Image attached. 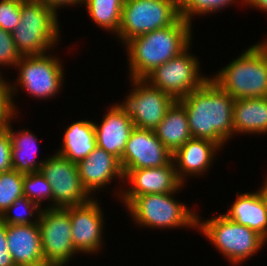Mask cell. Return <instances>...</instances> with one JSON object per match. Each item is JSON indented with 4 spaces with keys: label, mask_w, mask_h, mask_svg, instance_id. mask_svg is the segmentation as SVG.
Wrapping results in <instances>:
<instances>
[{
    "label": "cell",
    "mask_w": 267,
    "mask_h": 266,
    "mask_svg": "<svg viewBox=\"0 0 267 266\" xmlns=\"http://www.w3.org/2000/svg\"><path fill=\"white\" fill-rule=\"evenodd\" d=\"M178 101L186 109L192 138L212 141L221 149L233 138L235 99L210 78Z\"/></svg>",
    "instance_id": "cell-1"
},
{
    "label": "cell",
    "mask_w": 267,
    "mask_h": 266,
    "mask_svg": "<svg viewBox=\"0 0 267 266\" xmlns=\"http://www.w3.org/2000/svg\"><path fill=\"white\" fill-rule=\"evenodd\" d=\"M192 24L179 17L172 25L128 40L129 79H144L156 67L184 51L192 39Z\"/></svg>",
    "instance_id": "cell-2"
},
{
    "label": "cell",
    "mask_w": 267,
    "mask_h": 266,
    "mask_svg": "<svg viewBox=\"0 0 267 266\" xmlns=\"http://www.w3.org/2000/svg\"><path fill=\"white\" fill-rule=\"evenodd\" d=\"M241 53L210 79L234 99L267 97V40Z\"/></svg>",
    "instance_id": "cell-3"
},
{
    "label": "cell",
    "mask_w": 267,
    "mask_h": 266,
    "mask_svg": "<svg viewBox=\"0 0 267 266\" xmlns=\"http://www.w3.org/2000/svg\"><path fill=\"white\" fill-rule=\"evenodd\" d=\"M53 9L39 0H22L21 21L12 32L22 56L44 55L59 45V19Z\"/></svg>",
    "instance_id": "cell-4"
},
{
    "label": "cell",
    "mask_w": 267,
    "mask_h": 266,
    "mask_svg": "<svg viewBox=\"0 0 267 266\" xmlns=\"http://www.w3.org/2000/svg\"><path fill=\"white\" fill-rule=\"evenodd\" d=\"M48 54V55H47ZM19 69L17 78L12 84L8 82L11 108L14 114L20 112L15 106V100L18 87L24 89L28 95L35 99H50L57 97L63 87L64 70L59 57L49 53L44 55L22 56L16 64Z\"/></svg>",
    "instance_id": "cell-5"
},
{
    "label": "cell",
    "mask_w": 267,
    "mask_h": 266,
    "mask_svg": "<svg viewBox=\"0 0 267 266\" xmlns=\"http://www.w3.org/2000/svg\"><path fill=\"white\" fill-rule=\"evenodd\" d=\"M179 191L137 196L125 209L134 224L142 228L197 229V211H192L174 196ZM176 198V199H175Z\"/></svg>",
    "instance_id": "cell-6"
},
{
    "label": "cell",
    "mask_w": 267,
    "mask_h": 266,
    "mask_svg": "<svg viewBox=\"0 0 267 266\" xmlns=\"http://www.w3.org/2000/svg\"><path fill=\"white\" fill-rule=\"evenodd\" d=\"M197 215V229L224 255L229 263L238 265L252 257L267 242L247 226L237 224L224 215L205 221Z\"/></svg>",
    "instance_id": "cell-7"
},
{
    "label": "cell",
    "mask_w": 267,
    "mask_h": 266,
    "mask_svg": "<svg viewBox=\"0 0 267 266\" xmlns=\"http://www.w3.org/2000/svg\"><path fill=\"white\" fill-rule=\"evenodd\" d=\"M179 17L178 0H124L115 36L124 45L131 38L172 25Z\"/></svg>",
    "instance_id": "cell-8"
},
{
    "label": "cell",
    "mask_w": 267,
    "mask_h": 266,
    "mask_svg": "<svg viewBox=\"0 0 267 266\" xmlns=\"http://www.w3.org/2000/svg\"><path fill=\"white\" fill-rule=\"evenodd\" d=\"M191 44L179 55L156 67L144 80L176 100L201 87L210 77L200 74V63L189 52Z\"/></svg>",
    "instance_id": "cell-9"
},
{
    "label": "cell",
    "mask_w": 267,
    "mask_h": 266,
    "mask_svg": "<svg viewBox=\"0 0 267 266\" xmlns=\"http://www.w3.org/2000/svg\"><path fill=\"white\" fill-rule=\"evenodd\" d=\"M43 208L38 223L45 265L68 266L73 256L79 253L72 242L70 206Z\"/></svg>",
    "instance_id": "cell-10"
},
{
    "label": "cell",
    "mask_w": 267,
    "mask_h": 266,
    "mask_svg": "<svg viewBox=\"0 0 267 266\" xmlns=\"http://www.w3.org/2000/svg\"><path fill=\"white\" fill-rule=\"evenodd\" d=\"M131 90L116 105L132 119L134 127L154 130L176 99L144 79H130Z\"/></svg>",
    "instance_id": "cell-11"
},
{
    "label": "cell",
    "mask_w": 267,
    "mask_h": 266,
    "mask_svg": "<svg viewBox=\"0 0 267 266\" xmlns=\"http://www.w3.org/2000/svg\"><path fill=\"white\" fill-rule=\"evenodd\" d=\"M40 172L52 189V208L83 205L93 197L83 187L77 163L54 153L41 165Z\"/></svg>",
    "instance_id": "cell-12"
},
{
    "label": "cell",
    "mask_w": 267,
    "mask_h": 266,
    "mask_svg": "<svg viewBox=\"0 0 267 266\" xmlns=\"http://www.w3.org/2000/svg\"><path fill=\"white\" fill-rule=\"evenodd\" d=\"M124 182L130 185L119 190L117 198L124 203L125 208L137 197L145 194L172 193L185 186L178 178L173 161L168 165L156 168L122 170ZM122 190V191H121Z\"/></svg>",
    "instance_id": "cell-13"
},
{
    "label": "cell",
    "mask_w": 267,
    "mask_h": 266,
    "mask_svg": "<svg viewBox=\"0 0 267 266\" xmlns=\"http://www.w3.org/2000/svg\"><path fill=\"white\" fill-rule=\"evenodd\" d=\"M171 161L172 153L154 130L134 127L119 162L122 170H135L162 167Z\"/></svg>",
    "instance_id": "cell-14"
},
{
    "label": "cell",
    "mask_w": 267,
    "mask_h": 266,
    "mask_svg": "<svg viewBox=\"0 0 267 266\" xmlns=\"http://www.w3.org/2000/svg\"><path fill=\"white\" fill-rule=\"evenodd\" d=\"M96 196L83 205L70 206L72 242L81 253H97L103 249V210Z\"/></svg>",
    "instance_id": "cell-15"
},
{
    "label": "cell",
    "mask_w": 267,
    "mask_h": 266,
    "mask_svg": "<svg viewBox=\"0 0 267 266\" xmlns=\"http://www.w3.org/2000/svg\"><path fill=\"white\" fill-rule=\"evenodd\" d=\"M77 166L83 187L93 197L95 192L109 186L113 179L118 178L124 184V174L119 160L98 146L79 161Z\"/></svg>",
    "instance_id": "cell-16"
},
{
    "label": "cell",
    "mask_w": 267,
    "mask_h": 266,
    "mask_svg": "<svg viewBox=\"0 0 267 266\" xmlns=\"http://www.w3.org/2000/svg\"><path fill=\"white\" fill-rule=\"evenodd\" d=\"M222 150L216 143L206 140L191 138L172 154V161L178 178L185 184L193 175H205L212 166L216 152Z\"/></svg>",
    "instance_id": "cell-17"
},
{
    "label": "cell",
    "mask_w": 267,
    "mask_h": 266,
    "mask_svg": "<svg viewBox=\"0 0 267 266\" xmlns=\"http://www.w3.org/2000/svg\"><path fill=\"white\" fill-rule=\"evenodd\" d=\"M7 244L15 266L45 265L39 223L7 225Z\"/></svg>",
    "instance_id": "cell-18"
},
{
    "label": "cell",
    "mask_w": 267,
    "mask_h": 266,
    "mask_svg": "<svg viewBox=\"0 0 267 266\" xmlns=\"http://www.w3.org/2000/svg\"><path fill=\"white\" fill-rule=\"evenodd\" d=\"M108 109L100 124L94 122L96 143L120 161L134 124L115 103Z\"/></svg>",
    "instance_id": "cell-19"
},
{
    "label": "cell",
    "mask_w": 267,
    "mask_h": 266,
    "mask_svg": "<svg viewBox=\"0 0 267 266\" xmlns=\"http://www.w3.org/2000/svg\"><path fill=\"white\" fill-rule=\"evenodd\" d=\"M236 196V200L222 215L237 224L247 226L267 241V207L260 192H237Z\"/></svg>",
    "instance_id": "cell-20"
},
{
    "label": "cell",
    "mask_w": 267,
    "mask_h": 266,
    "mask_svg": "<svg viewBox=\"0 0 267 266\" xmlns=\"http://www.w3.org/2000/svg\"><path fill=\"white\" fill-rule=\"evenodd\" d=\"M17 115L14 114L6 124L10 138H11V164L12 168L20 173L27 174L40 171L41 165L45 159H36L38 156V136L34 135L28 129L13 130L11 121L16 119Z\"/></svg>",
    "instance_id": "cell-21"
},
{
    "label": "cell",
    "mask_w": 267,
    "mask_h": 266,
    "mask_svg": "<svg viewBox=\"0 0 267 266\" xmlns=\"http://www.w3.org/2000/svg\"><path fill=\"white\" fill-rule=\"evenodd\" d=\"M234 134H267V97L235 99Z\"/></svg>",
    "instance_id": "cell-22"
},
{
    "label": "cell",
    "mask_w": 267,
    "mask_h": 266,
    "mask_svg": "<svg viewBox=\"0 0 267 266\" xmlns=\"http://www.w3.org/2000/svg\"><path fill=\"white\" fill-rule=\"evenodd\" d=\"M96 133L94 122L88 119L75 121L65 129L58 155L78 163L86 158L95 148Z\"/></svg>",
    "instance_id": "cell-23"
},
{
    "label": "cell",
    "mask_w": 267,
    "mask_h": 266,
    "mask_svg": "<svg viewBox=\"0 0 267 266\" xmlns=\"http://www.w3.org/2000/svg\"><path fill=\"white\" fill-rule=\"evenodd\" d=\"M154 132L172 154L192 138L186 109L178 100L168 109Z\"/></svg>",
    "instance_id": "cell-24"
},
{
    "label": "cell",
    "mask_w": 267,
    "mask_h": 266,
    "mask_svg": "<svg viewBox=\"0 0 267 266\" xmlns=\"http://www.w3.org/2000/svg\"><path fill=\"white\" fill-rule=\"evenodd\" d=\"M124 0H83L90 19L99 28L116 35L120 28Z\"/></svg>",
    "instance_id": "cell-25"
},
{
    "label": "cell",
    "mask_w": 267,
    "mask_h": 266,
    "mask_svg": "<svg viewBox=\"0 0 267 266\" xmlns=\"http://www.w3.org/2000/svg\"><path fill=\"white\" fill-rule=\"evenodd\" d=\"M243 5L244 0H240ZM238 0H178V10L179 16L186 20L187 22L192 24V21L195 16H206L211 13L215 14L219 12V10H223V8L228 7L233 3H240ZM194 16V17H193Z\"/></svg>",
    "instance_id": "cell-26"
},
{
    "label": "cell",
    "mask_w": 267,
    "mask_h": 266,
    "mask_svg": "<svg viewBox=\"0 0 267 266\" xmlns=\"http://www.w3.org/2000/svg\"><path fill=\"white\" fill-rule=\"evenodd\" d=\"M41 210L42 208L36 203L30 201L26 196H23L16 199L13 204L2 213L0 219L6 225L36 224L38 223ZM34 214H36V217Z\"/></svg>",
    "instance_id": "cell-27"
},
{
    "label": "cell",
    "mask_w": 267,
    "mask_h": 266,
    "mask_svg": "<svg viewBox=\"0 0 267 266\" xmlns=\"http://www.w3.org/2000/svg\"><path fill=\"white\" fill-rule=\"evenodd\" d=\"M24 174L11 169L0 172V216L13 202L23 197Z\"/></svg>",
    "instance_id": "cell-28"
},
{
    "label": "cell",
    "mask_w": 267,
    "mask_h": 266,
    "mask_svg": "<svg viewBox=\"0 0 267 266\" xmlns=\"http://www.w3.org/2000/svg\"><path fill=\"white\" fill-rule=\"evenodd\" d=\"M23 194L40 208L42 201L51 202L45 208H52V189L49 182L40 171L24 174Z\"/></svg>",
    "instance_id": "cell-29"
},
{
    "label": "cell",
    "mask_w": 267,
    "mask_h": 266,
    "mask_svg": "<svg viewBox=\"0 0 267 266\" xmlns=\"http://www.w3.org/2000/svg\"><path fill=\"white\" fill-rule=\"evenodd\" d=\"M22 0H0V28L13 32L21 21Z\"/></svg>",
    "instance_id": "cell-30"
},
{
    "label": "cell",
    "mask_w": 267,
    "mask_h": 266,
    "mask_svg": "<svg viewBox=\"0 0 267 266\" xmlns=\"http://www.w3.org/2000/svg\"><path fill=\"white\" fill-rule=\"evenodd\" d=\"M21 57L22 55L15 45L12 33L0 28V67L10 66L15 69ZM0 76H2L1 71Z\"/></svg>",
    "instance_id": "cell-31"
},
{
    "label": "cell",
    "mask_w": 267,
    "mask_h": 266,
    "mask_svg": "<svg viewBox=\"0 0 267 266\" xmlns=\"http://www.w3.org/2000/svg\"><path fill=\"white\" fill-rule=\"evenodd\" d=\"M14 115L8 90V81L5 76H0V128L8 123L9 119Z\"/></svg>",
    "instance_id": "cell-32"
},
{
    "label": "cell",
    "mask_w": 267,
    "mask_h": 266,
    "mask_svg": "<svg viewBox=\"0 0 267 266\" xmlns=\"http://www.w3.org/2000/svg\"><path fill=\"white\" fill-rule=\"evenodd\" d=\"M11 138L6 127L0 128V172L9 171L11 164Z\"/></svg>",
    "instance_id": "cell-33"
},
{
    "label": "cell",
    "mask_w": 267,
    "mask_h": 266,
    "mask_svg": "<svg viewBox=\"0 0 267 266\" xmlns=\"http://www.w3.org/2000/svg\"><path fill=\"white\" fill-rule=\"evenodd\" d=\"M0 266H15L7 244V225L0 219Z\"/></svg>",
    "instance_id": "cell-34"
},
{
    "label": "cell",
    "mask_w": 267,
    "mask_h": 266,
    "mask_svg": "<svg viewBox=\"0 0 267 266\" xmlns=\"http://www.w3.org/2000/svg\"><path fill=\"white\" fill-rule=\"evenodd\" d=\"M44 5L50 7L53 9L56 13L59 11L58 9L63 7H69L70 6H76L80 5L82 6L83 0H39Z\"/></svg>",
    "instance_id": "cell-35"
},
{
    "label": "cell",
    "mask_w": 267,
    "mask_h": 266,
    "mask_svg": "<svg viewBox=\"0 0 267 266\" xmlns=\"http://www.w3.org/2000/svg\"><path fill=\"white\" fill-rule=\"evenodd\" d=\"M244 4L247 6H251L250 8L263 10V12H267V0H244Z\"/></svg>",
    "instance_id": "cell-36"
},
{
    "label": "cell",
    "mask_w": 267,
    "mask_h": 266,
    "mask_svg": "<svg viewBox=\"0 0 267 266\" xmlns=\"http://www.w3.org/2000/svg\"><path fill=\"white\" fill-rule=\"evenodd\" d=\"M258 191L260 192L261 196L263 197L264 202H265L266 207H267V178L264 181L262 187L260 189H258Z\"/></svg>",
    "instance_id": "cell-37"
}]
</instances>
